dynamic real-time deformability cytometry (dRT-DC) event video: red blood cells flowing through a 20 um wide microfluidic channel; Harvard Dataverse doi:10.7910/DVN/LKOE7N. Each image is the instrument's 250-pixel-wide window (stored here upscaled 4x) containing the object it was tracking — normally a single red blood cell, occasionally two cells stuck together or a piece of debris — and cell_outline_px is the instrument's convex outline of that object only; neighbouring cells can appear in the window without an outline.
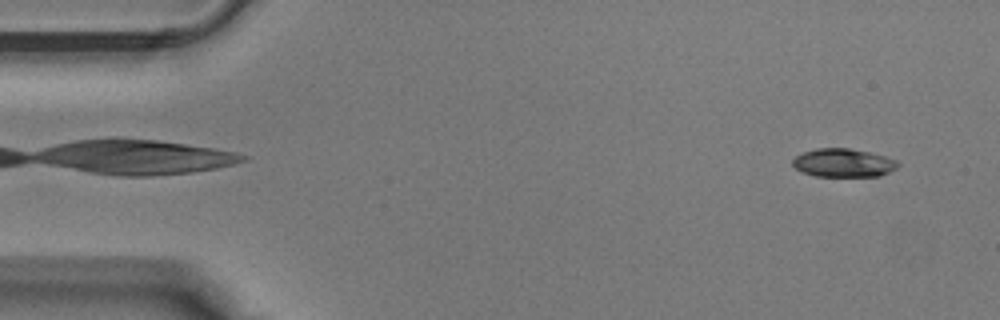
{"species": "Egyptian fruit bat (a non-hibernating species)", "species_latin": "Rousettus aegyptiacus", "temperature_condition": "warm", "stored_images_in_passage": 22, "camera_frame_rate_fps": 3000, "um_per_image_px": 0.085, "animal": {"sex": "male"}, "frame": {"image": 1, "passage_image": 2, "time_ms": 0.333, "image_size_px": [1000, 320], "cell_outline_px": [[900, 164], [896, 168], [880, 176], [816, 176], [800, 172], [792, 164], [792, 160], [796, 156], [804, 152], [816, 148], [848, 148], [868, 152], [884, 156], [896, 160]], "centroid_in_image_um": [71.66, 13.84], "position_along_channel_um": 13.3, "area_um2": 17.34}}
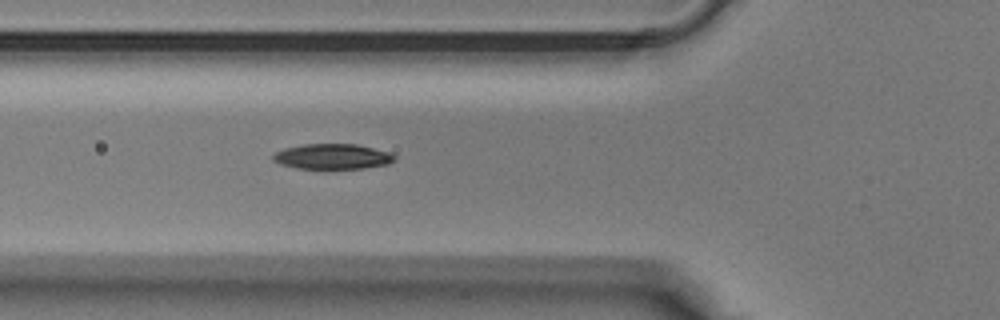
{"frame": {"image": 2, "passage_image": 13, "time_ms": 4.0, "image_size_px": [1000, 320], "cell_outline_px": [[396, 160], [388, 164], [364, 168], [296, 168], [280, 164], [272, 160], [272, 156], [276, 152], [284, 148], [304, 144], [356, 144], [392, 152], [396, 156]], "centroid_in_image_um": [28.29, 13.3], "position_along_channel_um": 97.5, "area_um2": 17.98}}
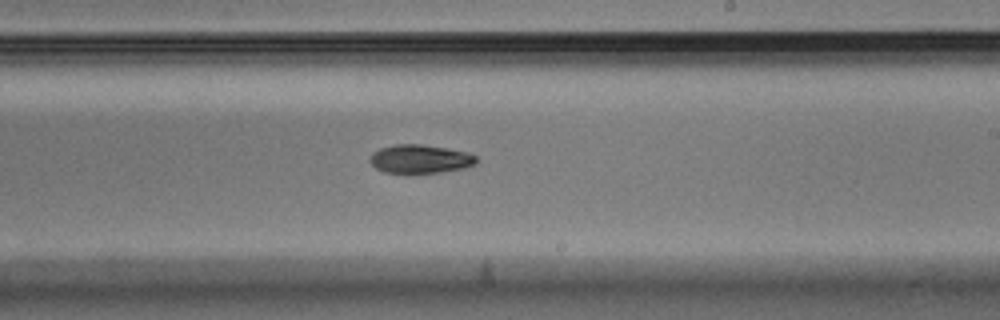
{"frame": {"image": 3, "passage_image": 22, "time_ms": 7.0, "image_size_px": [1000, 320], "cell_outline_px": [[476, 164], [460, 168], [436, 172], [384, 172], [376, 168], [368, 160], [372, 152], [380, 148], [396, 144], [420, 144], [468, 152], [476, 156]], "centroid_in_image_um": [35.66, 13.49], "position_along_channel_um": 253.3, "area_um2": 17.34}}